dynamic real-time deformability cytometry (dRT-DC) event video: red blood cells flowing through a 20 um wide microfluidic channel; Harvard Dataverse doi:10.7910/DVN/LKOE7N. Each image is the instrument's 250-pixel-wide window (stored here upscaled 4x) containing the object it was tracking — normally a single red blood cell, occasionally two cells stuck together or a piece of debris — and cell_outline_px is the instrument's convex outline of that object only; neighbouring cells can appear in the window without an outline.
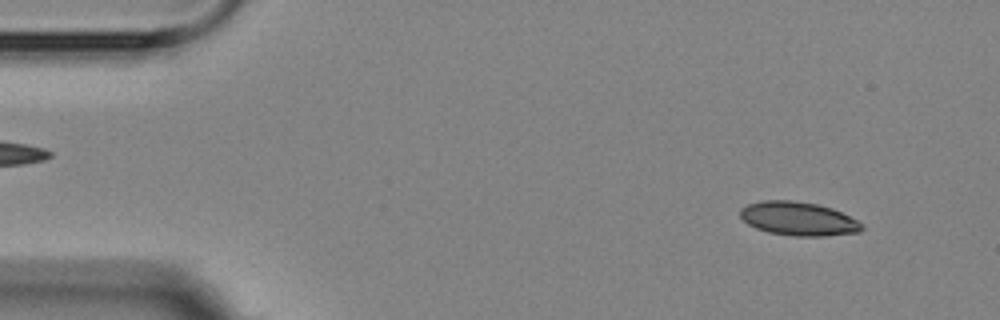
{"species": "Egyptian fruit bat (a non-hibernating species)", "species_latin": "Rousettus aegyptiacus", "temperature_condition": "room temperature", "stored_images_in_passage": 4, "camera_frame_rate_fps": 3000, "um_per_image_px": 0.085, "animal": {"sex": "female"}, "frame": {"image": 1, "passage_image": 1, "time_ms": 0.0, "image_size_px": [1000, 320], "cell_outline_px": [[864, 228], [860, 232], [824, 236], [796, 236], [768, 232], [756, 228], [748, 224], [740, 216], [740, 208], [748, 204], [760, 200], [792, 200], [816, 204], [832, 208], [864, 224]], "centroid_in_image_um": [67.85, 18.59], "position_along_channel_um": 17.1, "area_um2": 23.87}}
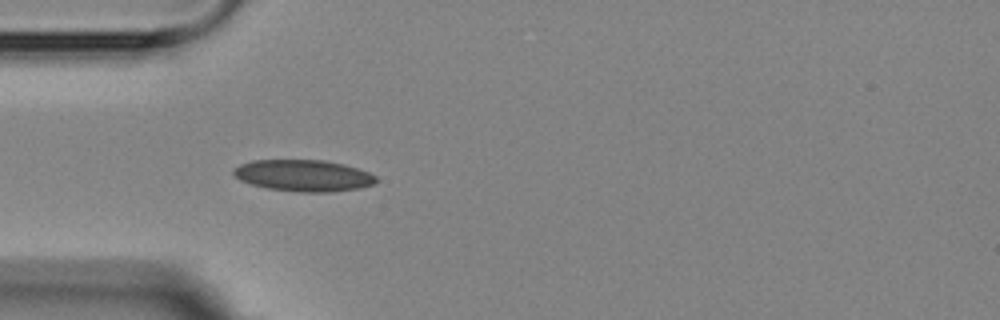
{"frame": {"image": 2, "passage_image": 4, "time_ms": 3.667, "image_size_px": [1000, 320], "cell_outline_px": [[376, 180], [372, 184], [360, 188], [332, 192], [300, 192], [268, 188], [252, 184], [240, 180], [232, 172], [240, 164], [252, 160], [324, 160], [344, 164], [368, 172], [376, 176]], "centroid_in_image_um": [25.8, 14.92], "position_along_channel_um": 59.2, "area_um2": 26.01}}